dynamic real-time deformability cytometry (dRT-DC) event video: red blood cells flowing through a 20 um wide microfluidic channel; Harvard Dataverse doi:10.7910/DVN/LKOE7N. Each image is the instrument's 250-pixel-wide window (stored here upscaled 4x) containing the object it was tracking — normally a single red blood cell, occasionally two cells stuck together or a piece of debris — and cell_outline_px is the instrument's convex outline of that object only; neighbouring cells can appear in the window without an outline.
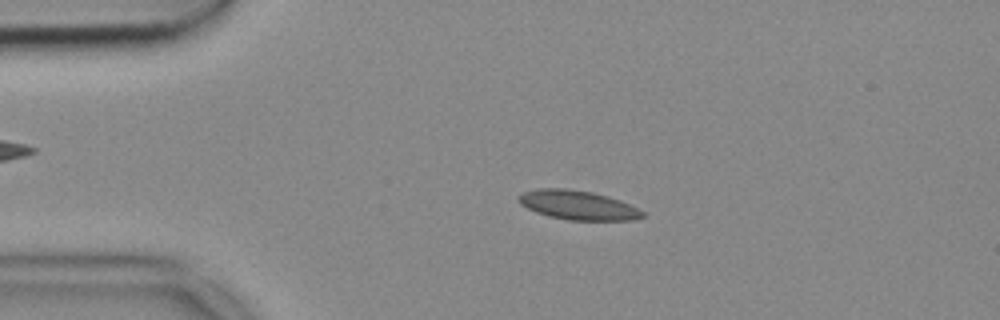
{"species": "common noctule bat (a hibernating species)", "species_latin": "Nyctalus noctula", "temperature_condition": "cold", "stored_images_in_passage": 52, "camera_frame_rate_fps": 3000, "um_per_image_px": 0.085, "animal": {"sex": "female", "body_mass_g": 18.4}, "frame": {"image": 1, "passage_image": 10, "time_ms": 3.0, "image_size_px": [1000, 320], "cell_outline_px": [[644, 216], [632, 220], [568, 220], [548, 216], [536, 212], [520, 204], [516, 196], [524, 192], [536, 188], [564, 188], [592, 192], [608, 196], [620, 200], [644, 212]], "centroid_in_image_um": [49.08, 17.43], "position_along_channel_um": 35.9, "area_um2": 21.04}}
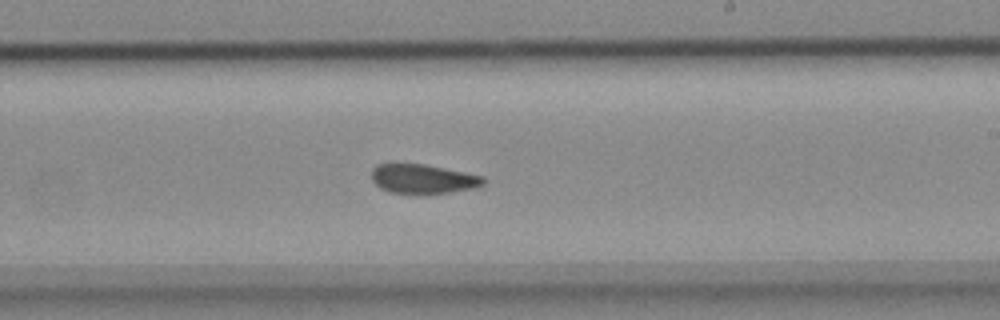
{"frame": {"image": 2, "passage_image": 30, "time_ms": 9.667, "image_size_px": [1000, 320], "cell_outline_px": [[484, 184], [476, 188], [424, 196], [420, 196], [388, 192], [380, 188], [372, 180], [372, 168], [376, 164], [424, 164], [484, 176]], "centroid_in_image_um": [35.94, 15.25], "position_along_channel_um": 253.1, "area_um2": 19.65}}
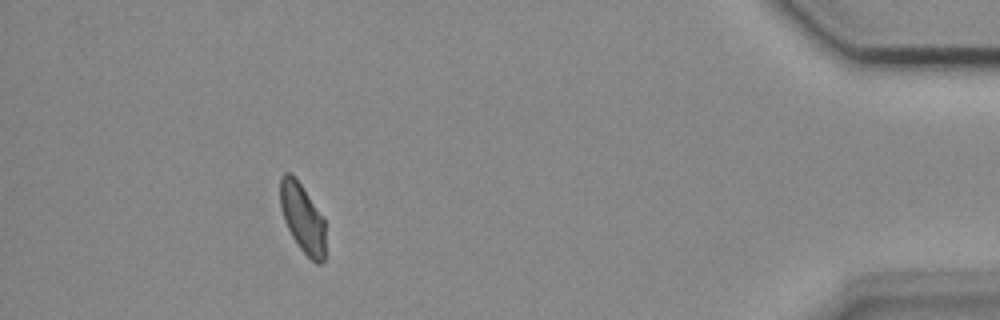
{"frame": {"image": 3, "passage_image": 47, "time_ms": 15.333, "image_size_px": [1000, 320], "cell_outline_px": [[324, 260], [320, 264], [316, 264], [300, 248], [292, 236], [284, 220], [280, 208], [280, 176], [284, 172], [292, 172], [324, 216]], "centroid_in_image_um": [25.7, 18.48], "position_along_channel_um": 409.5, "area_um2": 18.32}}